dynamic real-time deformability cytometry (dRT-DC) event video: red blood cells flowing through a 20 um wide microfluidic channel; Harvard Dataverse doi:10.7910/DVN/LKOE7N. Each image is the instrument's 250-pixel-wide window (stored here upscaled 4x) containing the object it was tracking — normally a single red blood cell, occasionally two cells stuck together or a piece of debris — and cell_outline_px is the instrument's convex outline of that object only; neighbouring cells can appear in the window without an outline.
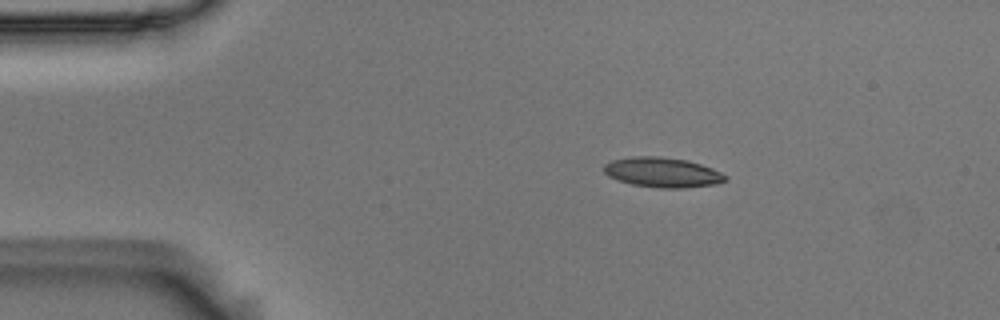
{"species": "Egyptian fruit bat (a non-hibernating species)", "species_latin": "Rousettus aegyptiacus", "temperature_condition": "room temperature", "stored_images_in_passage": 54, "camera_frame_rate_fps": 3000, "um_per_image_px": 0.085, "animal": {"sex": "male"}, "frame": {"image": 1, "passage_image": 9, "time_ms": 2.667, "image_size_px": [1000, 320], "cell_outline_px": [[728, 180], [716, 184], [684, 188], [660, 188], [632, 184], [608, 176], [604, 172], [604, 164], [612, 160], [632, 156], [660, 156], [688, 160], [712, 168], [728, 176]], "centroid_in_image_um": [56.33, 14.64], "position_along_channel_um": 28.7, "area_um2": 21.21}}
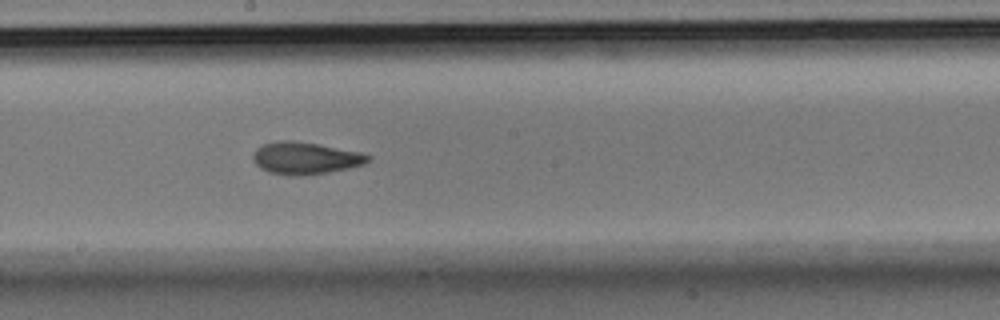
{"frame": {"image": 2, "passage_image": 29, "time_ms": 9.333, "image_size_px": [1000, 320], "cell_outline_px": [[372, 156], [364, 164], [348, 168], [328, 172], [300, 176], [288, 176], [268, 172], [260, 168], [252, 160], [252, 156], [256, 148], [264, 144], [280, 140], [288, 140], [316, 144], [360, 152]], "centroid_in_image_um": [25.91, 13.45], "position_along_channel_um": 222.3, "area_um2": 21.44}}
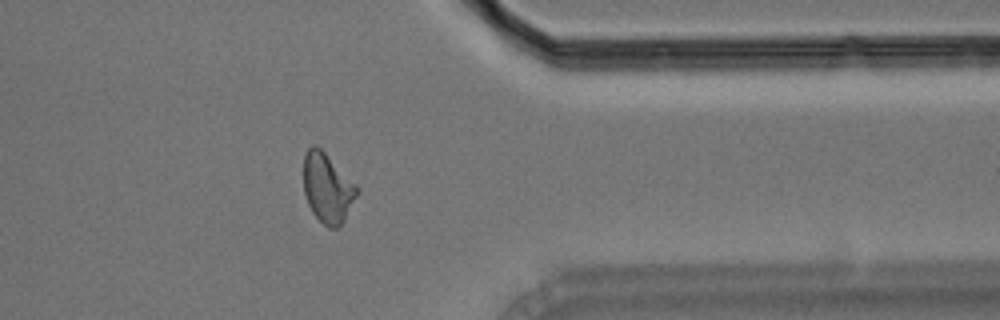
{"frame": {"image": 3, "passage_image": 43, "time_ms": 14.0, "image_size_px": [1000, 320], "cell_outline_px": [[356, 196], [344, 220], [336, 228], [328, 228], [312, 212], [308, 204], [304, 192], [304, 156], [308, 148], [312, 144], [316, 144], [356, 184]], "centroid_in_image_um": [27.8, 15.97], "position_along_channel_um": 383.6, "area_um2": 21.15}, "authors_computed_cell_mechanics": {"area_um2": 20.9236, "velocity_mm_per_s": 3.711, "shape_relaxation_time_tau1_ms": 6.5255, "shape_relaxation_time_tau2_ms": 1.8862, "deformation_change_tau1": 0.1965, "deformation_change_tau2": 0.0833}}